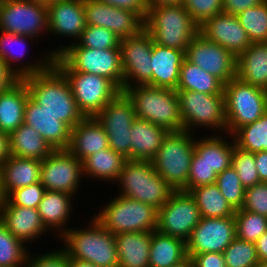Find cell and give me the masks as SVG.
<instances>
[{"mask_svg": "<svg viewBox=\"0 0 267 267\" xmlns=\"http://www.w3.org/2000/svg\"><path fill=\"white\" fill-rule=\"evenodd\" d=\"M10 156L9 134L0 130V166L6 162Z\"/></svg>", "mask_w": 267, "mask_h": 267, "instance_id": "680465c9", "label": "cell"}, {"mask_svg": "<svg viewBox=\"0 0 267 267\" xmlns=\"http://www.w3.org/2000/svg\"><path fill=\"white\" fill-rule=\"evenodd\" d=\"M236 237L255 243L258 238L267 231V217L249 212L247 210H235Z\"/></svg>", "mask_w": 267, "mask_h": 267, "instance_id": "7bdbcfd3", "label": "cell"}, {"mask_svg": "<svg viewBox=\"0 0 267 267\" xmlns=\"http://www.w3.org/2000/svg\"><path fill=\"white\" fill-rule=\"evenodd\" d=\"M241 209L267 217V182H260L245 189Z\"/></svg>", "mask_w": 267, "mask_h": 267, "instance_id": "681fc988", "label": "cell"}, {"mask_svg": "<svg viewBox=\"0 0 267 267\" xmlns=\"http://www.w3.org/2000/svg\"><path fill=\"white\" fill-rule=\"evenodd\" d=\"M227 267H254L258 262L255 243L235 238L223 252Z\"/></svg>", "mask_w": 267, "mask_h": 267, "instance_id": "f6af8a7d", "label": "cell"}, {"mask_svg": "<svg viewBox=\"0 0 267 267\" xmlns=\"http://www.w3.org/2000/svg\"><path fill=\"white\" fill-rule=\"evenodd\" d=\"M3 193L40 182L41 160L10 156L1 165Z\"/></svg>", "mask_w": 267, "mask_h": 267, "instance_id": "4dcf8cb0", "label": "cell"}, {"mask_svg": "<svg viewBox=\"0 0 267 267\" xmlns=\"http://www.w3.org/2000/svg\"><path fill=\"white\" fill-rule=\"evenodd\" d=\"M99 2L107 3L109 5L133 10L136 13H139L144 19L147 15L146 0H97Z\"/></svg>", "mask_w": 267, "mask_h": 267, "instance_id": "db71d44e", "label": "cell"}, {"mask_svg": "<svg viewBox=\"0 0 267 267\" xmlns=\"http://www.w3.org/2000/svg\"><path fill=\"white\" fill-rule=\"evenodd\" d=\"M176 91H196L210 95H224V83L185 58L180 67L179 83Z\"/></svg>", "mask_w": 267, "mask_h": 267, "instance_id": "8d00e7d4", "label": "cell"}, {"mask_svg": "<svg viewBox=\"0 0 267 267\" xmlns=\"http://www.w3.org/2000/svg\"><path fill=\"white\" fill-rule=\"evenodd\" d=\"M21 78L0 57V93L10 89Z\"/></svg>", "mask_w": 267, "mask_h": 267, "instance_id": "9f6ffc18", "label": "cell"}, {"mask_svg": "<svg viewBox=\"0 0 267 267\" xmlns=\"http://www.w3.org/2000/svg\"><path fill=\"white\" fill-rule=\"evenodd\" d=\"M189 193L194 198L201 217L224 218L235 215V210L215 183L198 186Z\"/></svg>", "mask_w": 267, "mask_h": 267, "instance_id": "74e56055", "label": "cell"}, {"mask_svg": "<svg viewBox=\"0 0 267 267\" xmlns=\"http://www.w3.org/2000/svg\"><path fill=\"white\" fill-rule=\"evenodd\" d=\"M187 131L169 132L151 163L174 191H186L195 138ZM194 137V138H193Z\"/></svg>", "mask_w": 267, "mask_h": 267, "instance_id": "8992f818", "label": "cell"}, {"mask_svg": "<svg viewBox=\"0 0 267 267\" xmlns=\"http://www.w3.org/2000/svg\"><path fill=\"white\" fill-rule=\"evenodd\" d=\"M28 88L21 79L10 89L0 93V130L8 134L24 123Z\"/></svg>", "mask_w": 267, "mask_h": 267, "instance_id": "d6a6232c", "label": "cell"}, {"mask_svg": "<svg viewBox=\"0 0 267 267\" xmlns=\"http://www.w3.org/2000/svg\"><path fill=\"white\" fill-rule=\"evenodd\" d=\"M265 92H266V102H267V89H265Z\"/></svg>", "mask_w": 267, "mask_h": 267, "instance_id": "a7ac6f4b", "label": "cell"}, {"mask_svg": "<svg viewBox=\"0 0 267 267\" xmlns=\"http://www.w3.org/2000/svg\"><path fill=\"white\" fill-rule=\"evenodd\" d=\"M47 9L48 33L74 38L75 43L86 27L84 0H52Z\"/></svg>", "mask_w": 267, "mask_h": 267, "instance_id": "44dd1931", "label": "cell"}, {"mask_svg": "<svg viewBox=\"0 0 267 267\" xmlns=\"http://www.w3.org/2000/svg\"><path fill=\"white\" fill-rule=\"evenodd\" d=\"M232 137L241 150L251 153L267 151V111L255 122L238 128Z\"/></svg>", "mask_w": 267, "mask_h": 267, "instance_id": "f35d334b", "label": "cell"}, {"mask_svg": "<svg viewBox=\"0 0 267 267\" xmlns=\"http://www.w3.org/2000/svg\"><path fill=\"white\" fill-rule=\"evenodd\" d=\"M185 52L153 43L152 86L176 90Z\"/></svg>", "mask_w": 267, "mask_h": 267, "instance_id": "4316f807", "label": "cell"}, {"mask_svg": "<svg viewBox=\"0 0 267 267\" xmlns=\"http://www.w3.org/2000/svg\"><path fill=\"white\" fill-rule=\"evenodd\" d=\"M54 64L68 79L77 108L84 117H95L121 90L108 78L71 70L58 56Z\"/></svg>", "mask_w": 267, "mask_h": 267, "instance_id": "ba28073f", "label": "cell"}, {"mask_svg": "<svg viewBox=\"0 0 267 267\" xmlns=\"http://www.w3.org/2000/svg\"><path fill=\"white\" fill-rule=\"evenodd\" d=\"M215 184L234 210L242 208L245 187L232 166L217 175Z\"/></svg>", "mask_w": 267, "mask_h": 267, "instance_id": "ee69618b", "label": "cell"}, {"mask_svg": "<svg viewBox=\"0 0 267 267\" xmlns=\"http://www.w3.org/2000/svg\"><path fill=\"white\" fill-rule=\"evenodd\" d=\"M217 134L215 135L214 133V135L210 134V136L195 139L191 163L207 164L219 174L231 167L233 151L236 145L232 135L227 134V137L232 140L231 143L225 139L224 133L222 134L224 138L222 135L218 136Z\"/></svg>", "mask_w": 267, "mask_h": 267, "instance_id": "d4e9b609", "label": "cell"}, {"mask_svg": "<svg viewBox=\"0 0 267 267\" xmlns=\"http://www.w3.org/2000/svg\"><path fill=\"white\" fill-rule=\"evenodd\" d=\"M254 267H267V261H259Z\"/></svg>", "mask_w": 267, "mask_h": 267, "instance_id": "03108f58", "label": "cell"}, {"mask_svg": "<svg viewBox=\"0 0 267 267\" xmlns=\"http://www.w3.org/2000/svg\"><path fill=\"white\" fill-rule=\"evenodd\" d=\"M0 221V267H24L29 250Z\"/></svg>", "mask_w": 267, "mask_h": 267, "instance_id": "60d3db41", "label": "cell"}, {"mask_svg": "<svg viewBox=\"0 0 267 267\" xmlns=\"http://www.w3.org/2000/svg\"><path fill=\"white\" fill-rule=\"evenodd\" d=\"M57 56L71 70L104 76L123 91L124 73L120 48L101 50L83 46H66Z\"/></svg>", "mask_w": 267, "mask_h": 267, "instance_id": "8fae6325", "label": "cell"}, {"mask_svg": "<svg viewBox=\"0 0 267 267\" xmlns=\"http://www.w3.org/2000/svg\"><path fill=\"white\" fill-rule=\"evenodd\" d=\"M127 160L110 147L102 149L82 161L83 176L84 178L91 177V179L96 178V180L100 179L111 183L115 181L116 183Z\"/></svg>", "mask_w": 267, "mask_h": 267, "instance_id": "d590c367", "label": "cell"}, {"mask_svg": "<svg viewBox=\"0 0 267 267\" xmlns=\"http://www.w3.org/2000/svg\"><path fill=\"white\" fill-rule=\"evenodd\" d=\"M59 248L56 251H46L42 255L36 254L35 257L29 251L24 267H68L69 256L63 248Z\"/></svg>", "mask_w": 267, "mask_h": 267, "instance_id": "f907efd6", "label": "cell"}, {"mask_svg": "<svg viewBox=\"0 0 267 267\" xmlns=\"http://www.w3.org/2000/svg\"><path fill=\"white\" fill-rule=\"evenodd\" d=\"M168 133L152 122L136 118L131 126L130 160L151 161Z\"/></svg>", "mask_w": 267, "mask_h": 267, "instance_id": "f1b7e54d", "label": "cell"}, {"mask_svg": "<svg viewBox=\"0 0 267 267\" xmlns=\"http://www.w3.org/2000/svg\"><path fill=\"white\" fill-rule=\"evenodd\" d=\"M217 175L207 164L190 163L187 192L198 186L214 184Z\"/></svg>", "mask_w": 267, "mask_h": 267, "instance_id": "816d5d0a", "label": "cell"}, {"mask_svg": "<svg viewBox=\"0 0 267 267\" xmlns=\"http://www.w3.org/2000/svg\"><path fill=\"white\" fill-rule=\"evenodd\" d=\"M68 267H98L91 262H86L78 259L69 258V266Z\"/></svg>", "mask_w": 267, "mask_h": 267, "instance_id": "6125c7cd", "label": "cell"}, {"mask_svg": "<svg viewBox=\"0 0 267 267\" xmlns=\"http://www.w3.org/2000/svg\"><path fill=\"white\" fill-rule=\"evenodd\" d=\"M254 158L260 182H267V151L254 153Z\"/></svg>", "mask_w": 267, "mask_h": 267, "instance_id": "6f0895ef", "label": "cell"}, {"mask_svg": "<svg viewBox=\"0 0 267 267\" xmlns=\"http://www.w3.org/2000/svg\"><path fill=\"white\" fill-rule=\"evenodd\" d=\"M0 31L38 41L48 33L47 3L35 0H0ZM45 32V33H43Z\"/></svg>", "mask_w": 267, "mask_h": 267, "instance_id": "7c38bea8", "label": "cell"}, {"mask_svg": "<svg viewBox=\"0 0 267 267\" xmlns=\"http://www.w3.org/2000/svg\"><path fill=\"white\" fill-rule=\"evenodd\" d=\"M185 58L224 84L236 77L237 57L200 33L188 45Z\"/></svg>", "mask_w": 267, "mask_h": 267, "instance_id": "ac0fdd59", "label": "cell"}, {"mask_svg": "<svg viewBox=\"0 0 267 267\" xmlns=\"http://www.w3.org/2000/svg\"><path fill=\"white\" fill-rule=\"evenodd\" d=\"M264 1L266 0H222L223 12L237 15L247 8L262 4Z\"/></svg>", "mask_w": 267, "mask_h": 267, "instance_id": "11a10c76", "label": "cell"}, {"mask_svg": "<svg viewBox=\"0 0 267 267\" xmlns=\"http://www.w3.org/2000/svg\"><path fill=\"white\" fill-rule=\"evenodd\" d=\"M182 5L199 27L223 12L222 0H183Z\"/></svg>", "mask_w": 267, "mask_h": 267, "instance_id": "c3c4849f", "label": "cell"}, {"mask_svg": "<svg viewBox=\"0 0 267 267\" xmlns=\"http://www.w3.org/2000/svg\"><path fill=\"white\" fill-rule=\"evenodd\" d=\"M259 261H267V231L255 242Z\"/></svg>", "mask_w": 267, "mask_h": 267, "instance_id": "91938a15", "label": "cell"}, {"mask_svg": "<svg viewBox=\"0 0 267 267\" xmlns=\"http://www.w3.org/2000/svg\"><path fill=\"white\" fill-rule=\"evenodd\" d=\"M227 134L253 123L267 111L265 89L232 78L224 84Z\"/></svg>", "mask_w": 267, "mask_h": 267, "instance_id": "9c48e42d", "label": "cell"}, {"mask_svg": "<svg viewBox=\"0 0 267 267\" xmlns=\"http://www.w3.org/2000/svg\"><path fill=\"white\" fill-rule=\"evenodd\" d=\"M24 123L39 132L53 150L68 148L71 128L45 111L30 96L25 105Z\"/></svg>", "mask_w": 267, "mask_h": 267, "instance_id": "603a6c76", "label": "cell"}, {"mask_svg": "<svg viewBox=\"0 0 267 267\" xmlns=\"http://www.w3.org/2000/svg\"><path fill=\"white\" fill-rule=\"evenodd\" d=\"M249 40L267 42V0L236 15Z\"/></svg>", "mask_w": 267, "mask_h": 267, "instance_id": "b9f144b4", "label": "cell"}, {"mask_svg": "<svg viewBox=\"0 0 267 267\" xmlns=\"http://www.w3.org/2000/svg\"><path fill=\"white\" fill-rule=\"evenodd\" d=\"M124 92L133 103L136 118L152 122L168 132L184 131L176 90L136 85Z\"/></svg>", "mask_w": 267, "mask_h": 267, "instance_id": "3957f363", "label": "cell"}, {"mask_svg": "<svg viewBox=\"0 0 267 267\" xmlns=\"http://www.w3.org/2000/svg\"><path fill=\"white\" fill-rule=\"evenodd\" d=\"M121 66L124 73L123 91L136 85L152 86L151 35L144 29L140 34L120 40Z\"/></svg>", "mask_w": 267, "mask_h": 267, "instance_id": "9a60e30c", "label": "cell"}, {"mask_svg": "<svg viewBox=\"0 0 267 267\" xmlns=\"http://www.w3.org/2000/svg\"><path fill=\"white\" fill-rule=\"evenodd\" d=\"M35 1H42V2L48 3V2H50L52 0H35Z\"/></svg>", "mask_w": 267, "mask_h": 267, "instance_id": "003e7915", "label": "cell"}, {"mask_svg": "<svg viewBox=\"0 0 267 267\" xmlns=\"http://www.w3.org/2000/svg\"><path fill=\"white\" fill-rule=\"evenodd\" d=\"M87 227L70 228L60 239L71 259L91 262L98 267H119L115 235L93 216Z\"/></svg>", "mask_w": 267, "mask_h": 267, "instance_id": "7a4b0ae2", "label": "cell"}, {"mask_svg": "<svg viewBox=\"0 0 267 267\" xmlns=\"http://www.w3.org/2000/svg\"><path fill=\"white\" fill-rule=\"evenodd\" d=\"M117 185L120 196L149 204L159 210L174 191L155 171L151 161L127 160Z\"/></svg>", "mask_w": 267, "mask_h": 267, "instance_id": "5b68a950", "label": "cell"}, {"mask_svg": "<svg viewBox=\"0 0 267 267\" xmlns=\"http://www.w3.org/2000/svg\"><path fill=\"white\" fill-rule=\"evenodd\" d=\"M73 199L71 194L46 190L37 208L45 228L51 232L52 229H56L58 238L70 229V227L67 228V222L74 210L72 209Z\"/></svg>", "mask_w": 267, "mask_h": 267, "instance_id": "83f0119b", "label": "cell"}, {"mask_svg": "<svg viewBox=\"0 0 267 267\" xmlns=\"http://www.w3.org/2000/svg\"><path fill=\"white\" fill-rule=\"evenodd\" d=\"M174 267H194V261L188 256Z\"/></svg>", "mask_w": 267, "mask_h": 267, "instance_id": "be15d7a7", "label": "cell"}, {"mask_svg": "<svg viewBox=\"0 0 267 267\" xmlns=\"http://www.w3.org/2000/svg\"><path fill=\"white\" fill-rule=\"evenodd\" d=\"M183 0H146V7L180 5Z\"/></svg>", "mask_w": 267, "mask_h": 267, "instance_id": "94428289", "label": "cell"}, {"mask_svg": "<svg viewBox=\"0 0 267 267\" xmlns=\"http://www.w3.org/2000/svg\"><path fill=\"white\" fill-rule=\"evenodd\" d=\"M145 30L151 35L153 43L186 52L199 33V26L180 4L147 7Z\"/></svg>", "mask_w": 267, "mask_h": 267, "instance_id": "277c9868", "label": "cell"}, {"mask_svg": "<svg viewBox=\"0 0 267 267\" xmlns=\"http://www.w3.org/2000/svg\"><path fill=\"white\" fill-rule=\"evenodd\" d=\"M236 238L234 216L224 218L201 217L186 242L187 254L223 253Z\"/></svg>", "mask_w": 267, "mask_h": 267, "instance_id": "d6986e66", "label": "cell"}, {"mask_svg": "<svg viewBox=\"0 0 267 267\" xmlns=\"http://www.w3.org/2000/svg\"><path fill=\"white\" fill-rule=\"evenodd\" d=\"M34 39V37L0 31V57L21 79L43 72L54 63V56L51 53H45L46 55L42 53V56H44L43 58L41 56V58L38 59L39 61H27V64H20L22 67L18 66V62L21 63V61L24 60V56L27 54L26 46H29L27 41L32 42ZM13 46L17 47L14 49ZM19 47L22 49L20 50Z\"/></svg>", "mask_w": 267, "mask_h": 267, "instance_id": "7402d4cb", "label": "cell"}, {"mask_svg": "<svg viewBox=\"0 0 267 267\" xmlns=\"http://www.w3.org/2000/svg\"><path fill=\"white\" fill-rule=\"evenodd\" d=\"M101 208L94 217L114 235L157 230L158 210L149 204L117 194Z\"/></svg>", "mask_w": 267, "mask_h": 267, "instance_id": "52a82bcc", "label": "cell"}, {"mask_svg": "<svg viewBox=\"0 0 267 267\" xmlns=\"http://www.w3.org/2000/svg\"><path fill=\"white\" fill-rule=\"evenodd\" d=\"M236 77L267 89V42H253L237 57Z\"/></svg>", "mask_w": 267, "mask_h": 267, "instance_id": "f546056e", "label": "cell"}, {"mask_svg": "<svg viewBox=\"0 0 267 267\" xmlns=\"http://www.w3.org/2000/svg\"><path fill=\"white\" fill-rule=\"evenodd\" d=\"M199 33L207 40L227 49L235 57H238L252 43L237 16L224 12L213 16L201 25Z\"/></svg>", "mask_w": 267, "mask_h": 267, "instance_id": "ffe728a7", "label": "cell"}, {"mask_svg": "<svg viewBox=\"0 0 267 267\" xmlns=\"http://www.w3.org/2000/svg\"><path fill=\"white\" fill-rule=\"evenodd\" d=\"M152 232H125L115 235L119 267H149Z\"/></svg>", "mask_w": 267, "mask_h": 267, "instance_id": "1f68e13d", "label": "cell"}, {"mask_svg": "<svg viewBox=\"0 0 267 267\" xmlns=\"http://www.w3.org/2000/svg\"><path fill=\"white\" fill-rule=\"evenodd\" d=\"M86 25L100 26L128 38L145 29V19L133 10L118 8L97 0H84Z\"/></svg>", "mask_w": 267, "mask_h": 267, "instance_id": "e0dca14e", "label": "cell"}, {"mask_svg": "<svg viewBox=\"0 0 267 267\" xmlns=\"http://www.w3.org/2000/svg\"><path fill=\"white\" fill-rule=\"evenodd\" d=\"M107 148H109L108 136L95 117H85L71 129L67 150L81 162Z\"/></svg>", "mask_w": 267, "mask_h": 267, "instance_id": "484cf974", "label": "cell"}, {"mask_svg": "<svg viewBox=\"0 0 267 267\" xmlns=\"http://www.w3.org/2000/svg\"><path fill=\"white\" fill-rule=\"evenodd\" d=\"M11 156L43 160L54 150L33 127L23 123L9 134Z\"/></svg>", "mask_w": 267, "mask_h": 267, "instance_id": "836d02e7", "label": "cell"}, {"mask_svg": "<svg viewBox=\"0 0 267 267\" xmlns=\"http://www.w3.org/2000/svg\"><path fill=\"white\" fill-rule=\"evenodd\" d=\"M95 118L108 136L109 147L130 160L131 126L136 114L126 93L119 92Z\"/></svg>", "mask_w": 267, "mask_h": 267, "instance_id": "4fadbf2b", "label": "cell"}, {"mask_svg": "<svg viewBox=\"0 0 267 267\" xmlns=\"http://www.w3.org/2000/svg\"><path fill=\"white\" fill-rule=\"evenodd\" d=\"M194 261V267H227L223 253L209 252L188 255Z\"/></svg>", "mask_w": 267, "mask_h": 267, "instance_id": "f5cc1de1", "label": "cell"}, {"mask_svg": "<svg viewBox=\"0 0 267 267\" xmlns=\"http://www.w3.org/2000/svg\"><path fill=\"white\" fill-rule=\"evenodd\" d=\"M5 200H6V197H5L4 193H3L2 170H1V166H0V207L3 205Z\"/></svg>", "mask_w": 267, "mask_h": 267, "instance_id": "e7e4bbea", "label": "cell"}, {"mask_svg": "<svg viewBox=\"0 0 267 267\" xmlns=\"http://www.w3.org/2000/svg\"><path fill=\"white\" fill-rule=\"evenodd\" d=\"M0 221L25 245L49 232L43 225L38 209L16 205L0 207Z\"/></svg>", "mask_w": 267, "mask_h": 267, "instance_id": "cb8c5ba5", "label": "cell"}, {"mask_svg": "<svg viewBox=\"0 0 267 267\" xmlns=\"http://www.w3.org/2000/svg\"><path fill=\"white\" fill-rule=\"evenodd\" d=\"M29 96L71 129L85 117L77 108L68 79L53 63L48 69L22 79Z\"/></svg>", "mask_w": 267, "mask_h": 267, "instance_id": "6da1fadb", "label": "cell"}, {"mask_svg": "<svg viewBox=\"0 0 267 267\" xmlns=\"http://www.w3.org/2000/svg\"><path fill=\"white\" fill-rule=\"evenodd\" d=\"M82 176V162L67 149L54 150L41 161L40 181L45 190L76 196Z\"/></svg>", "mask_w": 267, "mask_h": 267, "instance_id": "2e32d148", "label": "cell"}, {"mask_svg": "<svg viewBox=\"0 0 267 267\" xmlns=\"http://www.w3.org/2000/svg\"><path fill=\"white\" fill-rule=\"evenodd\" d=\"M121 38L117 36L114 32L100 27V26H91L86 25L84 31L82 32L80 38L75 42L59 46L57 48L50 49L54 57L57 56L66 46H83L91 49H111V48H120Z\"/></svg>", "mask_w": 267, "mask_h": 267, "instance_id": "ab89813d", "label": "cell"}, {"mask_svg": "<svg viewBox=\"0 0 267 267\" xmlns=\"http://www.w3.org/2000/svg\"><path fill=\"white\" fill-rule=\"evenodd\" d=\"M200 219L199 208L190 193L173 191L158 210L157 231L187 242Z\"/></svg>", "mask_w": 267, "mask_h": 267, "instance_id": "5bb4252c", "label": "cell"}, {"mask_svg": "<svg viewBox=\"0 0 267 267\" xmlns=\"http://www.w3.org/2000/svg\"><path fill=\"white\" fill-rule=\"evenodd\" d=\"M177 94L184 131L193 133L192 131H196L194 128L203 127L209 128L210 131V128L215 129L214 131H219V134H227L224 95L196 91H177Z\"/></svg>", "mask_w": 267, "mask_h": 267, "instance_id": "30bf717a", "label": "cell"}, {"mask_svg": "<svg viewBox=\"0 0 267 267\" xmlns=\"http://www.w3.org/2000/svg\"><path fill=\"white\" fill-rule=\"evenodd\" d=\"M45 187L40 182L12 191L7 197L4 205L24 206L37 209L45 193Z\"/></svg>", "mask_w": 267, "mask_h": 267, "instance_id": "7dc6e473", "label": "cell"}, {"mask_svg": "<svg viewBox=\"0 0 267 267\" xmlns=\"http://www.w3.org/2000/svg\"><path fill=\"white\" fill-rule=\"evenodd\" d=\"M231 166L237 172L245 189L260 183L254 153L241 150L235 146Z\"/></svg>", "mask_w": 267, "mask_h": 267, "instance_id": "bcb514c9", "label": "cell"}, {"mask_svg": "<svg viewBox=\"0 0 267 267\" xmlns=\"http://www.w3.org/2000/svg\"><path fill=\"white\" fill-rule=\"evenodd\" d=\"M186 257H188L186 242L159 233L157 230L152 232L149 267H174Z\"/></svg>", "mask_w": 267, "mask_h": 267, "instance_id": "e575fe53", "label": "cell"}]
</instances>
